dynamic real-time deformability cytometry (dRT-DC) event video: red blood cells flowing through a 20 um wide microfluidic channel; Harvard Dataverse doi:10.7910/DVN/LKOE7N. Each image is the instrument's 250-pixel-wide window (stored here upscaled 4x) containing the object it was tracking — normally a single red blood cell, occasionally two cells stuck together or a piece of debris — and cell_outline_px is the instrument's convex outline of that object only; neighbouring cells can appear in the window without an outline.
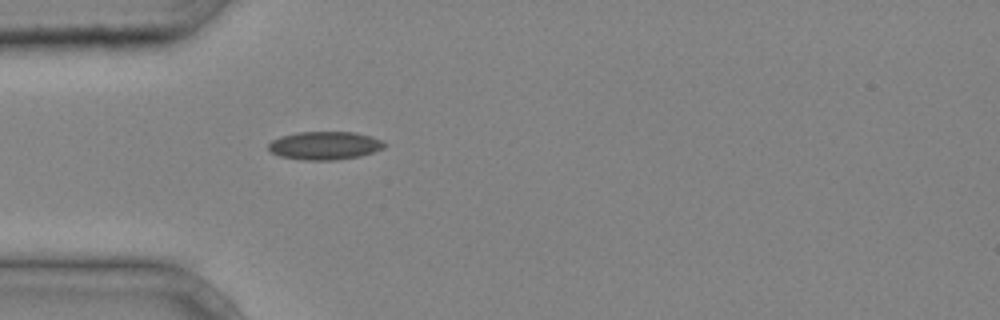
{"species": "common noctule bat (a hibernating species)", "species_latin": "Nyctalus noctula", "temperature_condition": "cold", "stored_images_in_passage": 28, "camera_frame_rate_fps": 3000, "um_per_image_px": 0.085, "animal": {"sex": "male", "body_mass_g": 20.4}, "frame": {"image": 1, "passage_image": 1, "time_ms": 0.0, "image_size_px": [1000, 320], "cell_outline_px": [[388, 144], [384, 148], [360, 156], [336, 160], [304, 160], [280, 156], [272, 152], [268, 148], [268, 144], [272, 140], [280, 136], [296, 132], [356, 132], [372, 136], [384, 140]], "centroid_in_image_um": [27.64, 12.36], "position_along_channel_um": 57.4, "area_um2": 19.25}}
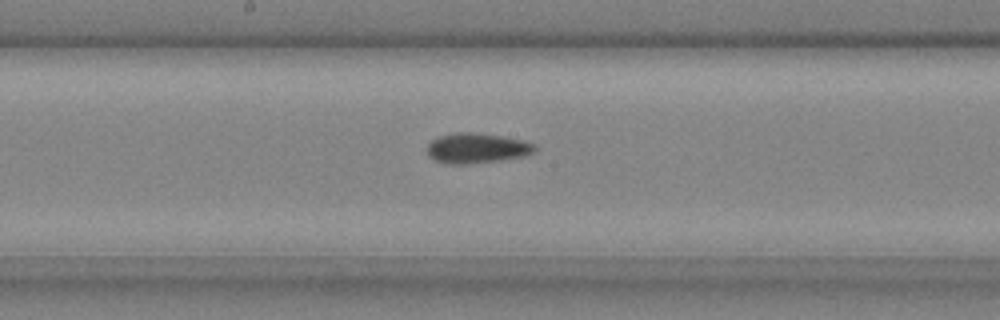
{"frame": {"image": 2, "passage_image": 11, "time_ms": 3.333, "image_size_px": [1000, 320], "cell_outline_px": [[536, 148], [528, 156], [500, 160], [468, 164], [448, 164], [436, 160], [428, 156], [424, 148], [436, 136], [456, 132], [472, 132], [504, 136], [524, 140], [536, 144]], "centroid_in_image_um": [40.51, 12.58], "position_along_channel_um": 207.7, "area_um2": 19.31}}
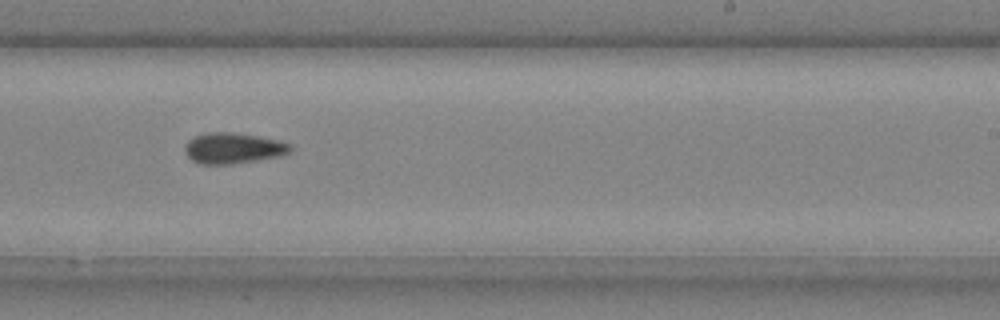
{"frame": {"image": 3, "passage_image": 15, "time_ms": 4.667, "image_size_px": [1000, 320], "cell_outline_px": [[292, 152], [280, 156], [232, 164], [200, 164], [192, 160], [184, 152], [184, 144], [188, 140], [196, 136], [208, 132], [232, 132], [256, 136], [276, 140], [292, 144]], "centroid_in_image_um": [19.81, 12.6], "position_along_channel_um": 269.2, "area_um2": 18.96}}